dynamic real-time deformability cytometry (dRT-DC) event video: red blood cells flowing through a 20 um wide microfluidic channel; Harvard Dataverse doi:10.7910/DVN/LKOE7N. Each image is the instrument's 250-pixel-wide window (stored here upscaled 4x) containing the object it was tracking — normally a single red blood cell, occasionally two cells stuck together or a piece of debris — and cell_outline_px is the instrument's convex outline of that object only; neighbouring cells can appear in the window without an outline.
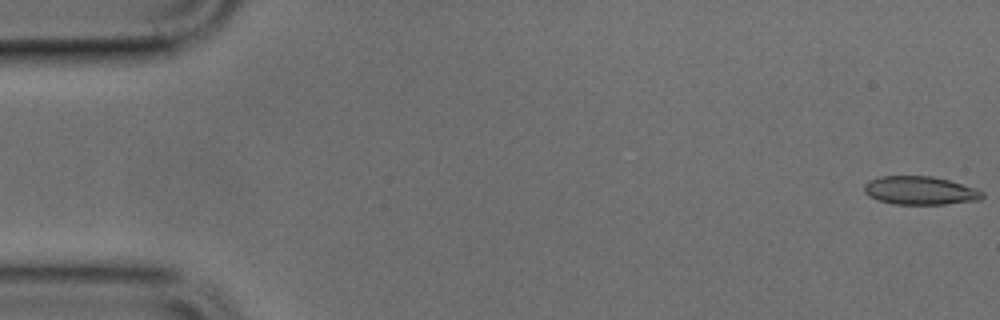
{"species": "common noctule bat (a hibernating species)", "species_latin": "Nyctalus noctula", "temperature_condition": "cold", "stored_images_in_passage": 3, "camera_frame_rate_fps": 3000, "um_per_image_px": 0.085, "animal": {"sex": "male", "body_mass_g": 17.9, "forearm_length_mm": 54.2}, "frame": {"image": 1, "passage_image": 1, "time_ms": 0.0, "image_size_px": [1000, 320], "cell_outline_px": [[984, 196], [980, 200], [944, 204], [892, 204], [868, 196], [864, 192], [864, 184], [868, 180], [880, 176], [932, 176], [948, 180], [976, 188], [984, 192]], "centroid_in_image_um": [78.2, 16.19], "position_along_channel_um": 6.8, "area_um2": 19.59}}